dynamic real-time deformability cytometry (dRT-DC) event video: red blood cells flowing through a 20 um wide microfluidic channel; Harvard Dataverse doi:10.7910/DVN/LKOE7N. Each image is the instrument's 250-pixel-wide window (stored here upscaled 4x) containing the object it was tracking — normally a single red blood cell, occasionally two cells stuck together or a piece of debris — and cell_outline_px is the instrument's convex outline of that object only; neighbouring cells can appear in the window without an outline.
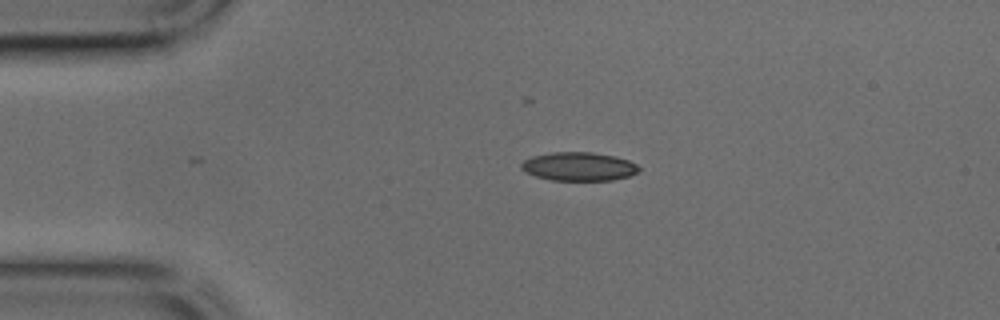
{"species": "common noctule bat (a hibernating species)", "species_latin": "Nyctalus noctula", "temperature_condition": "cold", "stored_images_in_passage": 36, "camera_frame_rate_fps": 3000, "um_per_image_px": 0.085, "animal": {"sex": "male", "body_mass_g": 17.9, "forearm_length_mm": 54.2}, "frame": {"image": 1, "passage_image": 1, "time_ms": 0.0, "image_size_px": [1000, 320], "cell_outline_px": [[640, 168], [636, 172], [628, 176], [612, 180], [552, 180], [536, 176], [520, 168], [520, 164], [524, 160], [532, 156], [552, 152], [592, 152], [616, 156], [628, 160], [636, 164]], "centroid_in_image_um": [49.19, 14.14], "position_along_channel_um": 35.8, "area_um2": 19.48}}
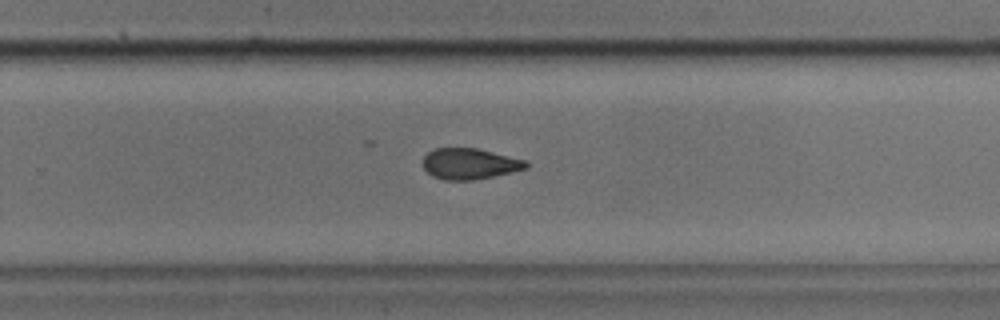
{"frame": {"image": 2, "passage_image": 20, "time_ms": 6.333, "image_size_px": [1000, 320], "cell_outline_px": [[528, 168], [512, 172], [472, 180], [444, 180], [432, 176], [424, 168], [424, 156], [428, 152], [436, 148], [476, 148], [524, 160], [528, 164]], "centroid_in_image_um": [39.9, 13.92], "position_along_channel_um": 289.9, "area_um2": 18.32}}
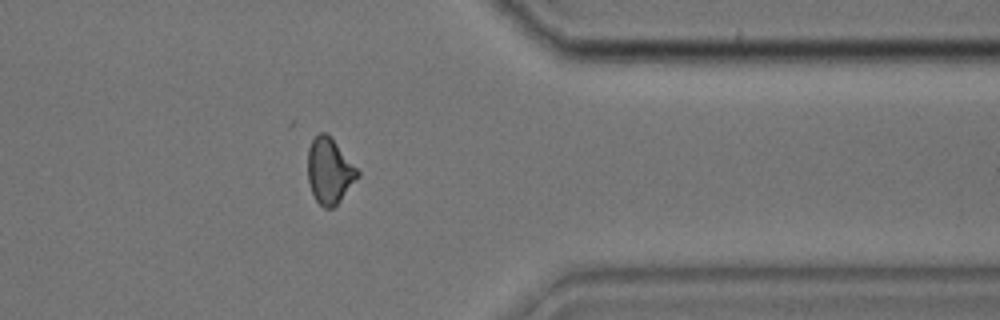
{"frame": {"image": 3, "passage_image": 27, "time_ms": 8.667, "image_size_px": [1000, 320], "cell_outline_px": [[360, 176], [340, 200], [332, 208], [324, 208], [316, 200], [312, 192], [308, 180], [308, 148], [312, 140], [320, 132], [324, 132], [336, 144], [360, 172]], "centroid_in_image_um": [28.0, 14.55], "position_along_channel_um": 383.4, "area_um2": 18.61}}